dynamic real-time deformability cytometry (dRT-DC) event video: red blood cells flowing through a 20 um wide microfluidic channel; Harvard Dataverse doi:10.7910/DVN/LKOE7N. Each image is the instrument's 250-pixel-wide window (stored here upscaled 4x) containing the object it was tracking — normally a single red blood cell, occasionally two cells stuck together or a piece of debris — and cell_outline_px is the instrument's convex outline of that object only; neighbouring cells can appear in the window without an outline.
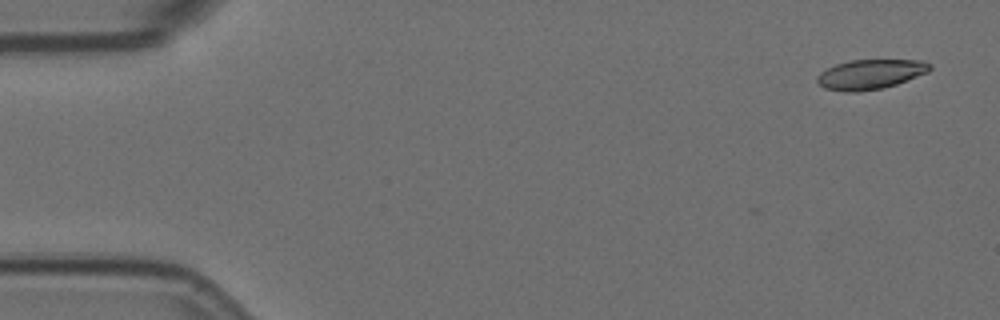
{"species": "Egyptian fruit bat (a non-hibernating species)", "species_latin": "Rousettus aegyptiacus", "temperature_condition": "room temperature", "stored_images_in_passage": 6, "camera_frame_rate_fps": 3000, "um_per_image_px": 0.085, "animal": {"sex": "female"}, "frame": {"image": 1, "passage_image": 2, "time_ms": 0.333, "image_size_px": [1000, 320], "cell_outline_px": [[932, 68], [928, 72], [896, 84], [880, 88], [856, 92], [844, 92], [824, 88], [816, 80], [816, 76], [820, 72], [836, 64], [852, 60], [924, 60], [932, 64]], "centroid_in_image_um": [73.98, 6.31], "position_along_channel_um": 11.0, "area_um2": 19.48}}
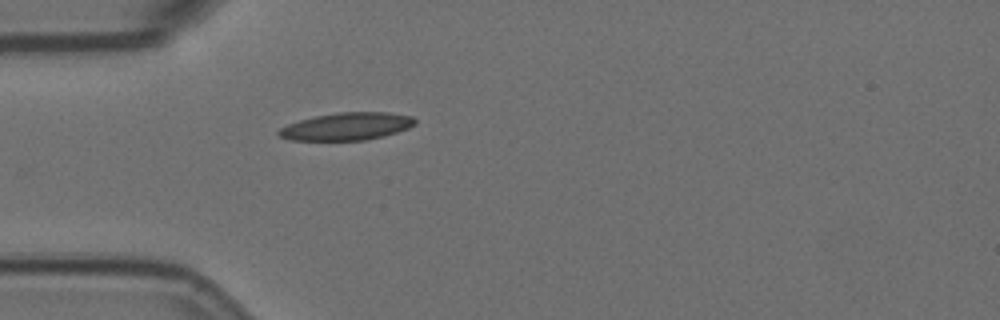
{"frame": {"image": 2, "passage_image": 6, "time_ms": 1.667, "image_size_px": [1000, 320], "cell_outline_px": [[416, 124], [408, 128], [384, 136], [364, 140], [288, 140], [280, 136], [276, 132], [280, 128], [288, 124], [300, 120], [316, 116], [336, 112], [388, 112], [412, 116], [416, 120]], "centroid_in_image_um": [29.48, 10.74], "position_along_channel_um": 55.5, "area_um2": 21.85}}